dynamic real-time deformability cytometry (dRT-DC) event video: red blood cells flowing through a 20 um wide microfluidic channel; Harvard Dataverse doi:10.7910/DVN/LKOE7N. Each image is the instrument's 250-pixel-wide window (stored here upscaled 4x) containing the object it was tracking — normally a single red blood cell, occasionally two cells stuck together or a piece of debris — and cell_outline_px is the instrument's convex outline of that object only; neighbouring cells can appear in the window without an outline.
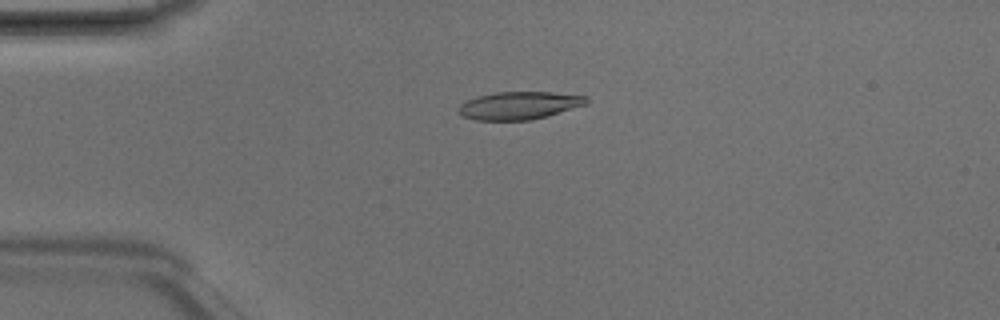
{"species": "Egyptian fruit bat (a non-hibernating species)", "species_latin": "Rousettus aegyptiacus", "temperature_condition": "room temperature", "stored_images_in_passage": 6, "camera_frame_rate_fps": 3000, "um_per_image_px": 0.085, "animal": {"sex": "male"}, "frame": {"image": 1, "passage_image": 3, "time_ms": 0.667, "image_size_px": [1000, 320], "cell_outline_px": [[588, 104], [548, 116], [528, 120], [476, 120], [464, 116], [456, 112], [456, 108], [464, 100], [496, 92], [552, 92], [588, 96]], "centroid_in_image_um": [44.13, 8.96], "position_along_channel_um": 40.9, "area_um2": 20.87}}
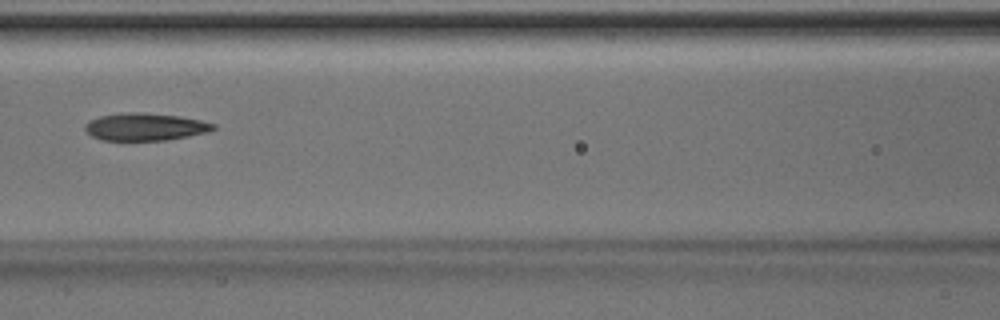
{"frame": {"image": 2, "passage_image": 6, "time_ms": 1.667, "image_size_px": [1000, 320], "cell_outline_px": [[216, 128], [208, 132], [188, 136], [164, 140], [100, 140], [92, 136], [84, 128], [84, 124], [88, 120], [100, 116], [128, 112], [144, 112], [180, 116], [200, 120], [216, 124]], "centroid_in_image_um": [12.33, 10.77], "position_along_channel_um": 154.3, "area_um2": 20.58}}